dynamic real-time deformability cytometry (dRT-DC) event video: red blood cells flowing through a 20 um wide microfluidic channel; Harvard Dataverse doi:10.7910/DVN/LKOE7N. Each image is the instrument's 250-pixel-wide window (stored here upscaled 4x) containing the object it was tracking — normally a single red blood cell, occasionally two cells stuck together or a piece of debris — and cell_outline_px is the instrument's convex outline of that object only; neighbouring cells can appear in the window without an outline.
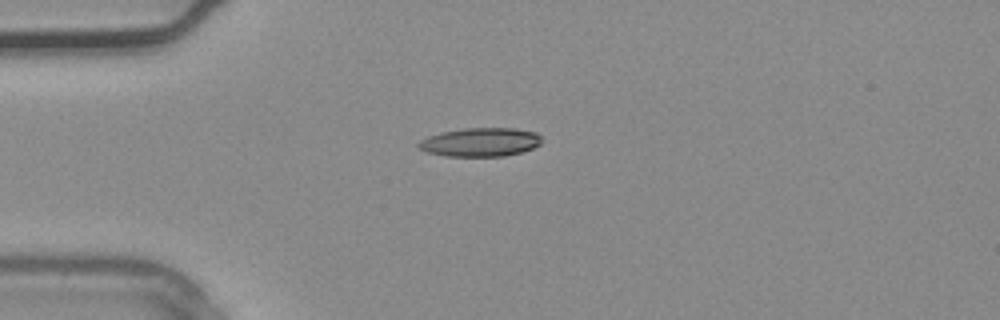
{"species": "common noctule bat (a hibernating species)", "species_latin": "Nyctalus noctula", "temperature_condition": "warm", "stored_images_in_passage": 1, "camera_frame_rate_fps": 3000, "um_per_image_px": 0.085, "animal": {"sex": "male", "body_mass_g": 20.4}, "frame": {"image": 1, "passage_image": 1, "time_ms": 0.0, "image_size_px": [1000, 320], "cell_outline_px": [[540, 144], [532, 148], [520, 152], [504, 156], [444, 156], [428, 152], [420, 148], [416, 144], [420, 140], [428, 136], [440, 132], [464, 128], [516, 128], [536, 132], [540, 136]], "centroid_in_image_um": [40.81, 12.07], "position_along_channel_um": 44.2, "area_um2": 20.58}}